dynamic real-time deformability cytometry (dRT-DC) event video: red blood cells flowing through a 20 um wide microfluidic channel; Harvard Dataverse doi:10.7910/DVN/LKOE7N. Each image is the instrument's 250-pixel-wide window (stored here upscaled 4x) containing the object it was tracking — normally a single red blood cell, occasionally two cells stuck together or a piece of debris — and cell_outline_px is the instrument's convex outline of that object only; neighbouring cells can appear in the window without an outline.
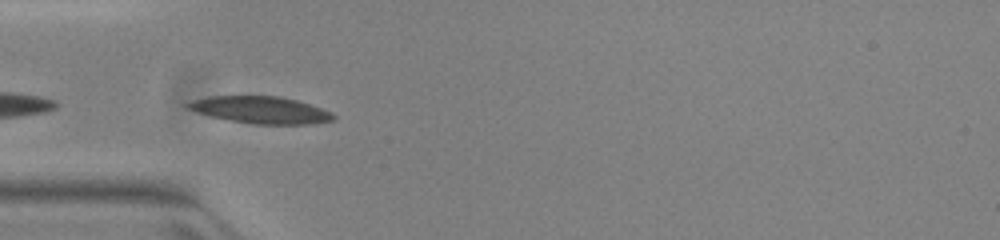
{"species": "common noctule bat (a hibernating species)", "species_latin": "Nyctalus noctula", "temperature_condition": "warm", "stored_images_in_passage": 11, "camera_frame_rate_fps": 3000, "um_per_image_px": 0.085, "animal": {"sex": "female", "body_mass_g": 23.0, "forearm_length_mm": 53.4}, "frame": {"image": 1, "passage_image": 2, "time_ms": 0.333, "image_size_px": [1000, 240], "cell_outline_px": [[336, 120], [308, 124], [252, 124], [212, 116], [196, 112], [188, 108], [184, 104], [192, 100], [208, 96], [280, 96], [296, 100], [332, 112], [336, 116]], "centroid_in_image_um": [22.16, 9.34], "position_along_channel_um": 62.8, "area_um2": 22.77}}